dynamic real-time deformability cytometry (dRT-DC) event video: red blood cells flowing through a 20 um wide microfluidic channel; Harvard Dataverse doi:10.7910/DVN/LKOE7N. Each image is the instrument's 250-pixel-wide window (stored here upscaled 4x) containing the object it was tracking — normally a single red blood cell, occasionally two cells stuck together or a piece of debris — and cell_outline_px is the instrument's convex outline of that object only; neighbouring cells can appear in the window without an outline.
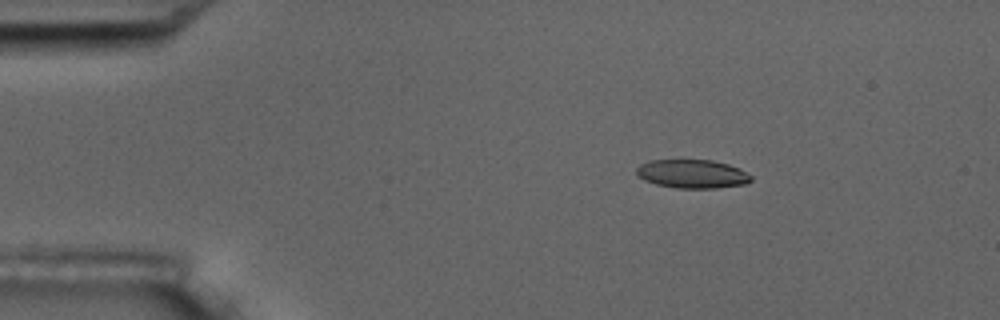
{"species": "common noctule bat (a hibernating species)", "species_latin": "Nyctalus noctula", "temperature_condition": "room temperature", "stored_images_in_passage": 3, "camera_frame_rate_fps": 3000, "um_per_image_px": 0.085, "animal": {"sex": "male", "body_mass_g": 17.5, "forearm_length_mm": 52.3}, "frame": {"image": 1, "passage_image": 1, "time_ms": 0.0, "image_size_px": [1000, 320], "cell_outline_px": [[752, 180], [744, 184], [716, 188], [676, 188], [656, 184], [644, 180], [636, 176], [636, 168], [640, 164], [652, 160], [712, 160], [728, 164], [740, 168], [752, 176]], "centroid_in_image_um": [58.83, 14.78], "position_along_channel_um": 26.2, "area_um2": 19.19}}